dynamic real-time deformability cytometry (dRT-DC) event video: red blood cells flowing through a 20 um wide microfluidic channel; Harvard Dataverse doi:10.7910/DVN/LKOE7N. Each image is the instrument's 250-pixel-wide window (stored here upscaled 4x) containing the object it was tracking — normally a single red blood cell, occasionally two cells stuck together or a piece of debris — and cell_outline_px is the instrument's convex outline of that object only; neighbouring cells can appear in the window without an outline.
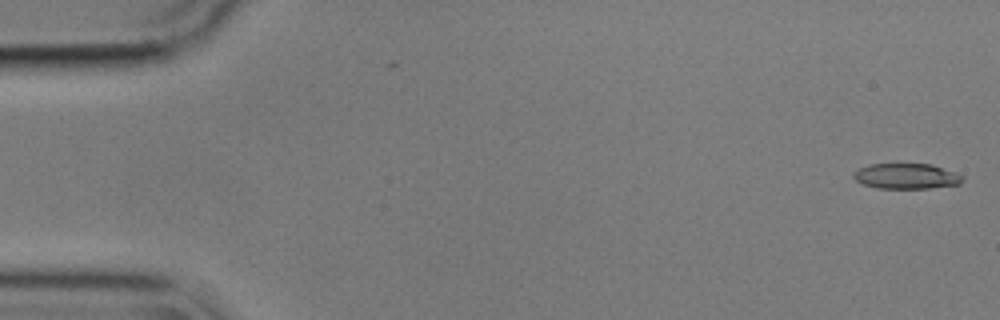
{"species": "common noctule bat (a hibernating species)", "species_latin": "Nyctalus noctula", "temperature_condition": "cold", "stored_images_in_passage": 3, "camera_frame_rate_fps": 3000, "um_per_image_px": 0.085, "animal": {"sex": "male", "body_mass_g": 17.9}, "frame": {"image": 1, "passage_image": 3, "time_ms": 0.667, "image_size_px": [1000, 320], "cell_outline_px": [[964, 180], [960, 184], [928, 188], [876, 188], [864, 184], [856, 180], [852, 176], [852, 172], [868, 164], [932, 164], [964, 176]], "centroid_in_image_um": [77.03, 14.97], "position_along_channel_um": 8.0, "area_um2": 16.13}}